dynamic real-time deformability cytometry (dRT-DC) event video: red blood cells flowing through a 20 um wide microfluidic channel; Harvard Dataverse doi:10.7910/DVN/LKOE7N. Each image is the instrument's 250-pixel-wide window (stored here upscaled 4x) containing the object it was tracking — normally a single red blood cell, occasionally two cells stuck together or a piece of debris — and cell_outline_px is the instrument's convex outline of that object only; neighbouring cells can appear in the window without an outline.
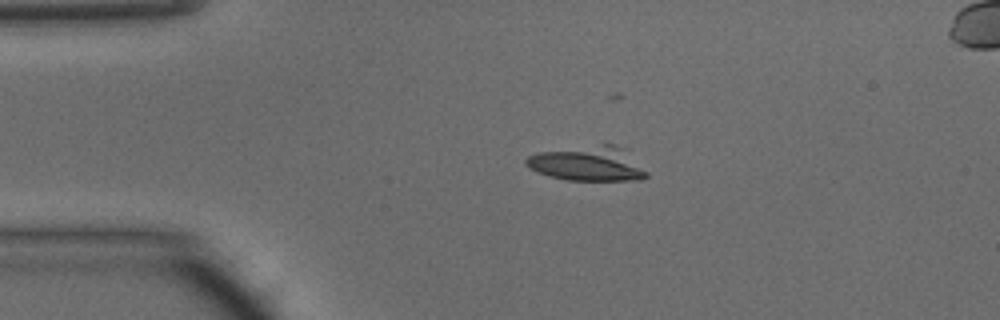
{"species": "common noctule bat (a hibernating species)", "species_latin": "Nyctalus noctula", "temperature_condition": "warm", "stored_images_in_passage": 39, "camera_frame_rate_fps": 3000, "um_per_image_px": 0.085, "animal": {"sex": "male", "body_mass_g": 15.6}, "frame": {"image": 1, "passage_image": 1, "time_ms": 0.0, "image_size_px": [1000, 320], "cell_outline_px": [[648, 176], [640, 180], [568, 180], [548, 176], [528, 168], [524, 164], [524, 160], [528, 156], [536, 152], [604, 144], [612, 144], [628, 148], [648, 172]], "centroid_in_image_um": [50.01, 13.9], "position_along_channel_um": 35.0, "area_um2": 24.8}}
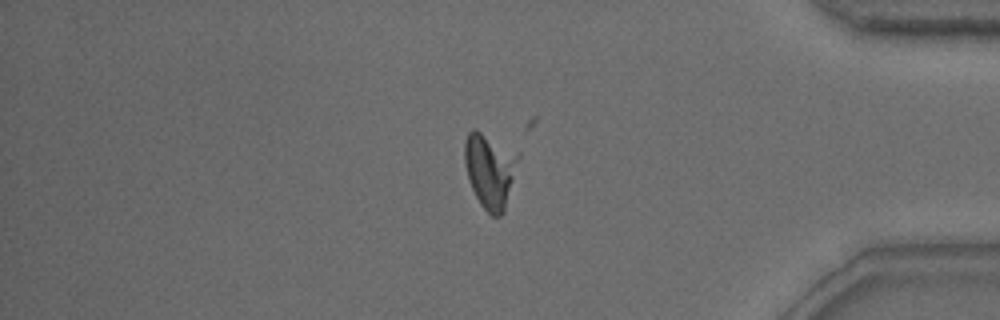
{"frame": {"image": 2, "passage_image": 31, "time_ms": 10.0, "image_size_px": [1000, 320], "cell_outline_px": [[520, 156], [504, 212], [500, 216], [492, 216], [480, 204], [468, 180], [464, 160], [464, 140], [468, 132], [472, 128], [476, 128], [520, 152]], "centroid_in_image_um": [41.65, 14.42], "position_along_channel_um": 393.6, "area_um2": 23.81}}
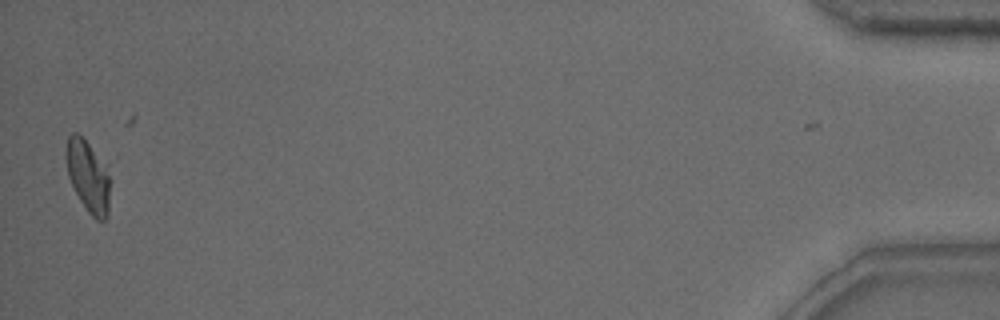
{"frame": {"image": 3, "passage_image": 38, "time_ms": 12.333, "image_size_px": [1000, 320], "cell_outline_px": [[108, 216], [104, 220], [96, 220], [88, 212], [80, 200], [68, 176], [64, 156], [64, 152], [68, 136], [72, 132], [76, 132], [88, 144], [104, 168], [108, 176]], "centroid_in_image_um": [7.41, 14.99], "position_along_channel_um": 427.8, "area_um2": 17.69}}